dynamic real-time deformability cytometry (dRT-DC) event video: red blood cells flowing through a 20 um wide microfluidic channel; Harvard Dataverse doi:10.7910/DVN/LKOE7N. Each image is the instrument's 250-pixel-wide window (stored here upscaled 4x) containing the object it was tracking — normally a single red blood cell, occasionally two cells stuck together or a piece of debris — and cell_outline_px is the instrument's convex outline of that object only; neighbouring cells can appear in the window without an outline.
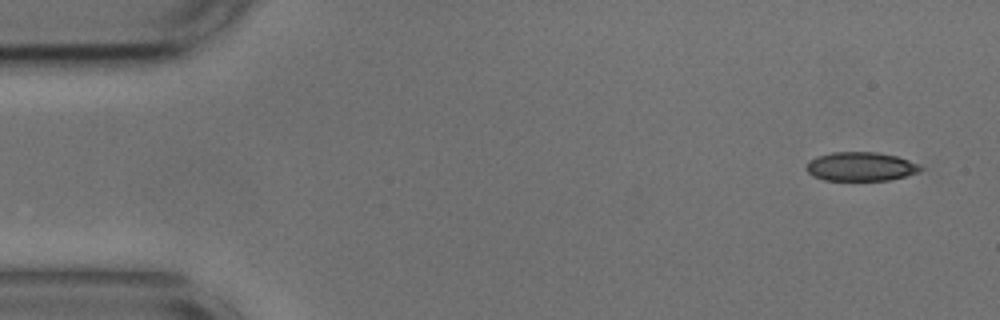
{"species": "common noctule bat (a hibernating species)", "species_latin": "Nyctalus noctula", "temperature_condition": "cold", "stored_images_in_passage": 52, "camera_frame_rate_fps": 3000, "um_per_image_px": 0.085, "animal": {"sex": "male", "body_mass_g": 17.9, "forearm_length_mm": 54.2}, "frame": {"image": 1, "passage_image": 1, "time_ms": 0.0, "image_size_px": [1000, 320], "cell_outline_px": [[924, 168], [920, 172], [888, 180], [824, 180], [812, 176], [804, 168], [808, 160], [816, 156], [832, 152], [876, 152], [896, 156], [920, 164]], "centroid_in_image_um": [73.13, 14.15], "position_along_channel_um": 11.9, "area_um2": 19.42}}
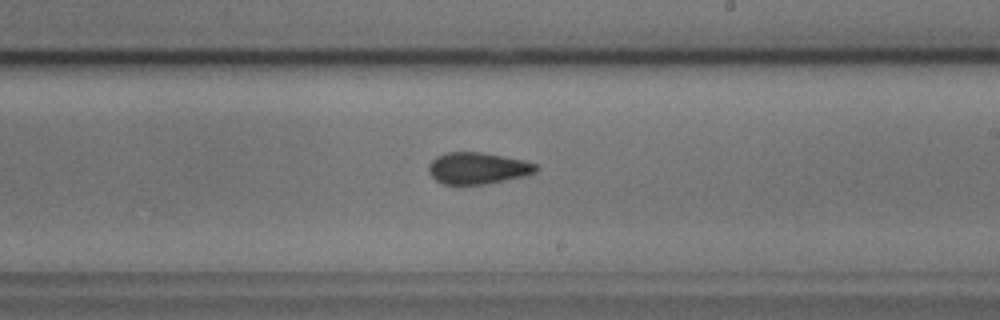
{"frame": {"image": 2, "passage_image": 29, "time_ms": 9.333, "image_size_px": [1000, 320], "cell_outline_px": [[540, 168], [536, 172], [524, 176], [484, 184], [444, 184], [436, 180], [428, 172], [428, 164], [436, 156], [444, 152], [480, 152], [524, 160], [536, 164]], "centroid_in_image_um": [40.59, 14.29], "position_along_channel_um": 248.4, "area_um2": 19.77}}
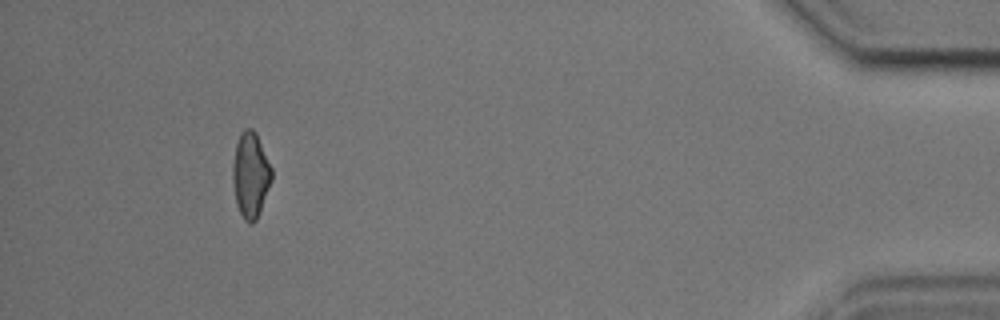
{"frame": {"image": 3, "passage_image": 48, "time_ms": 15.667, "image_size_px": [1000, 320], "cell_outline_px": [[272, 180], [260, 212], [256, 220], [252, 224], [244, 220], [236, 204], [232, 180], [232, 164], [236, 144], [240, 132], [244, 128], [252, 128], [256, 132], [272, 168]], "centroid_in_image_um": [21.29, 14.86], "position_along_channel_um": 413.9, "area_um2": 19.59}, "authors_computed_cell_mechanics": {"area_um2": 19.8254, "velocity_mm_per_s": 3.6596, "shape_relaxation_time_tau1_ms": 8.3869, "shape_relaxation_time_tau2_ms": 2.1154, "deformation_change_tau1": 0.155, "deformation_change_tau2": 0.0761}}